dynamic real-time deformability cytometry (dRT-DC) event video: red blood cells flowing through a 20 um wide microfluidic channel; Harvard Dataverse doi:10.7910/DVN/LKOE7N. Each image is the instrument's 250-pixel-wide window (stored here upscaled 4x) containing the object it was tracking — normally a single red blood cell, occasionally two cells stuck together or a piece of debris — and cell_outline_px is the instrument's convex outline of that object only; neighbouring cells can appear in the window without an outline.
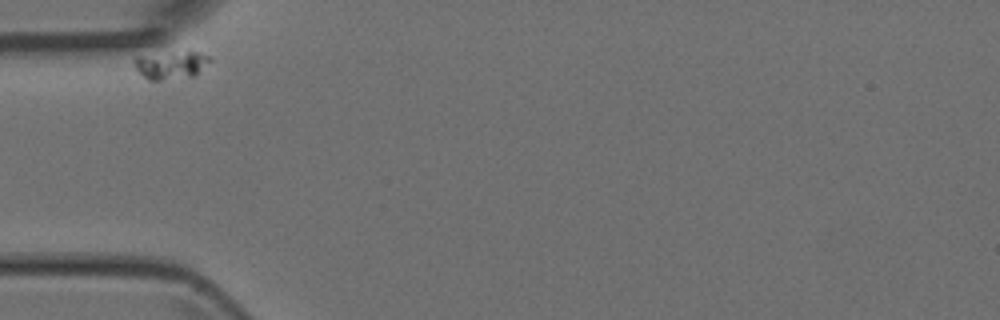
{"species": "Egyptian fruit bat (a non-hibernating species)", "species_latin": "Rousettus aegyptiacus", "temperature_condition": "room temperature", "stored_images_in_passage": 31, "camera_frame_rate_fps": 3000, "um_per_image_px": 0.085, "animal": {"sex": "female"}, "frame": {"image": 1, "passage_image": 1, "time_ms": 0.0, "image_size_px": [1000, 320], "cell_outline_px": [[212, 60], [192, 76], [160, 80], [148, 80], [136, 68], [132, 60], [136, 56], [188, 48], [200, 52], [208, 56]], "centroid_in_image_um": [14.53, 5.45], "position_along_channel_um": 70.5, "area_um2": 12.72}}
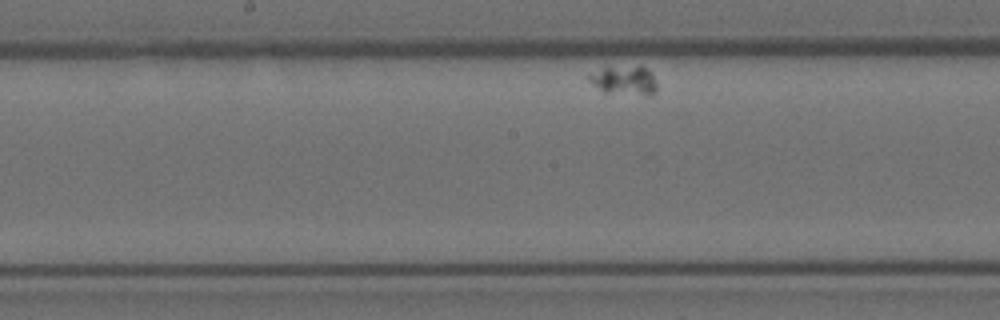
{"frame": {"image": 2, "passage_image": 14, "time_ms": 4.333, "image_size_px": [1000, 320], "cell_outline_px": [[656, 92], [648, 96], [604, 92], [592, 84], [588, 80], [588, 76], [608, 64], [640, 64], [652, 72], [656, 84]], "centroid_in_image_um": [53.08, 6.77], "position_along_channel_um": 195.1, "area_um2": 12.25}}
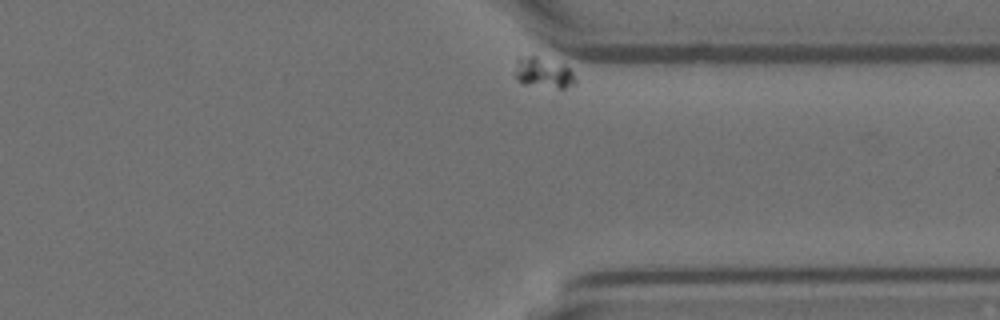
{"frame": {"image": 3, "passage_image": 31, "time_ms": 10.0, "image_size_px": [1000, 320], "cell_outline_px": [[576, 84], [564, 88], [560, 88], [520, 84], [516, 80], [516, 60], [520, 56], [536, 56], [564, 64], [572, 72], [576, 80]], "centroid_in_image_um": [46.18, 6.19], "position_along_channel_um": 365.2, "area_um2": 10.81}}